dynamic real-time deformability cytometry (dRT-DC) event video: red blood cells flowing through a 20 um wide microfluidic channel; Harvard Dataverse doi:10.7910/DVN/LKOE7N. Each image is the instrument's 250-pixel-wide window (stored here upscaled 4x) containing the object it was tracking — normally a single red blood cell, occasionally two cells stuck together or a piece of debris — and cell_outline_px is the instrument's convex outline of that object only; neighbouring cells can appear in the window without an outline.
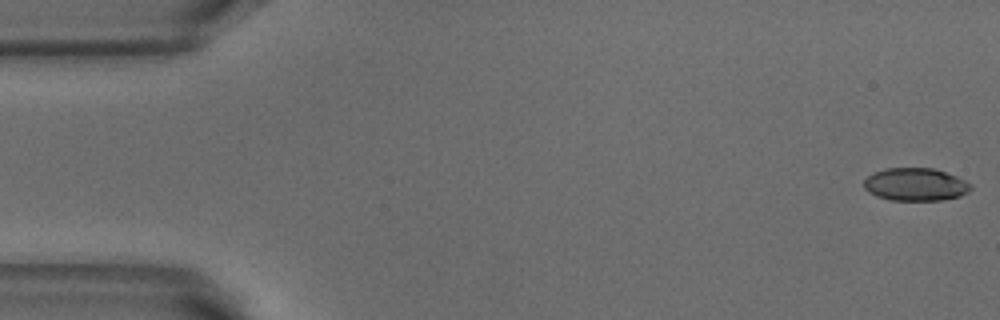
{"species": "common noctule bat (a hibernating species)", "species_latin": "Nyctalus noctula", "temperature_condition": "warm", "stored_images_in_passage": 13, "camera_frame_rate_fps": 3000, "um_per_image_px": 0.085, "animal": {"sex": "male", "body_mass_g": 18.8}, "frame": {"image": 1, "passage_image": 1, "time_ms": 0.0, "image_size_px": [1000, 320], "cell_outline_px": [[972, 188], [968, 192], [960, 196], [940, 200], [892, 200], [876, 196], [868, 192], [864, 188], [864, 180], [868, 176], [884, 168], [932, 168], [956, 176], [972, 184]], "centroid_in_image_um": [77.81, 15.68], "position_along_channel_um": 7.2, "area_um2": 20.35}}